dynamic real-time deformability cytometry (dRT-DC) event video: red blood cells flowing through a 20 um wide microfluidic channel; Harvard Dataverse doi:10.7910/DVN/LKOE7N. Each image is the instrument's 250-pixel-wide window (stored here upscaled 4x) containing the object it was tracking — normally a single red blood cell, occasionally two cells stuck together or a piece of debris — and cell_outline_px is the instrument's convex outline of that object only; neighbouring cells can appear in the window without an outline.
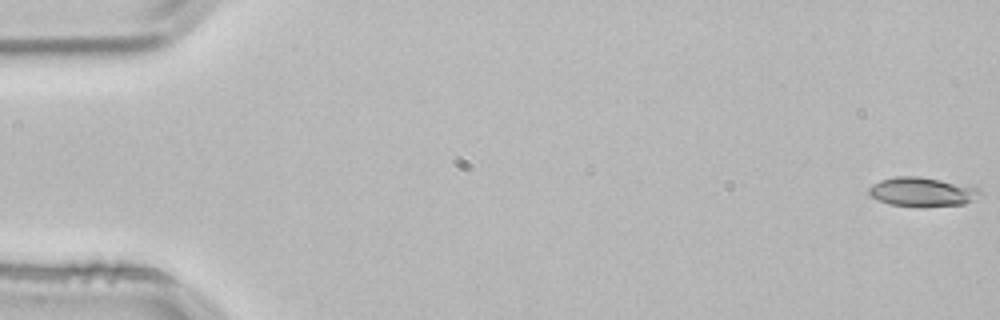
{"species": "common noctule bat (a hibernating species)", "species_latin": "Nyctalus noctula", "temperature_condition": "room temperature", "stored_images_in_passage": 55, "segment_of_instrument_passage": [1, 2], "camera_frame_rate_fps": 3000, "um_per_image_px": 0.085, "animal": {"sex": "male", "body_mass_g": 21.5, "forearm_length_mm": 52.0}, "frame": {"image": 1, "passage_image": 1, "time_ms": 0.0, "image_size_px": [1000, 320], "cell_outline_px": [[984, 196], [964, 204], [924, 208], [920, 208], [888, 204], [868, 196], [868, 188], [872, 184], [880, 180], [896, 176], [920, 176], [980, 188], [984, 192]], "centroid_in_image_um": [78.41, 16.34], "position_along_channel_um": 6.6, "area_um2": 19.59}}
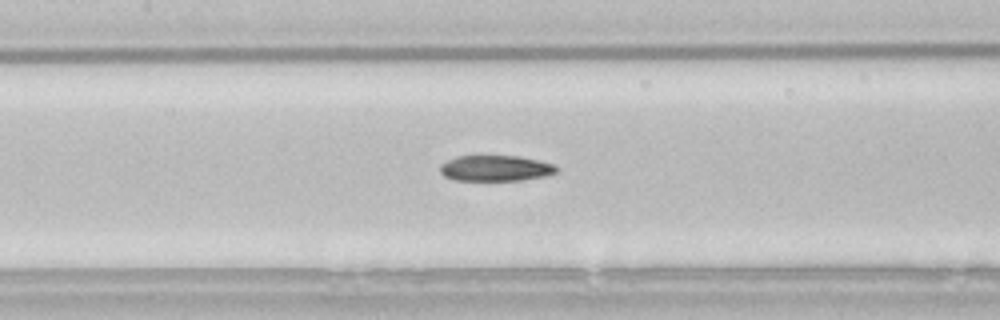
{"frame": {"image": 2, "passage_image": 25, "time_ms": 8.0, "image_size_px": [1000, 320], "cell_outline_px": [[560, 168], [556, 172], [548, 176], [520, 180], [456, 180], [444, 176], [440, 172], [440, 164], [456, 156], [476, 152], [520, 156], [540, 160], [556, 164]], "centroid_in_image_um": [42.13, 14.24], "position_along_channel_um": 165.3, "area_um2": 18.61}}
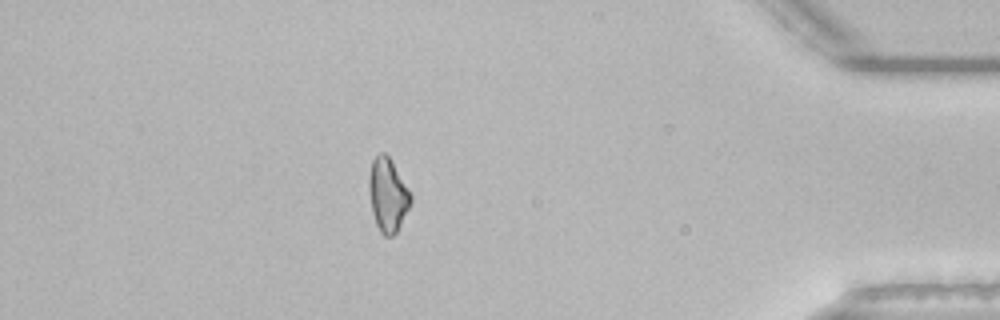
{"frame": {"image": 3, "passage_image": 47, "time_ms": 15.333, "image_size_px": [1000, 320], "cell_outline_px": [[412, 200], [396, 232], [392, 236], [384, 236], [380, 232], [376, 224], [372, 212], [368, 188], [368, 176], [372, 160], [380, 152], [384, 152], [388, 156], [412, 192]], "centroid_in_image_um": [32.95, 16.55], "position_along_channel_um": 402.3, "area_um2": 17.92}}